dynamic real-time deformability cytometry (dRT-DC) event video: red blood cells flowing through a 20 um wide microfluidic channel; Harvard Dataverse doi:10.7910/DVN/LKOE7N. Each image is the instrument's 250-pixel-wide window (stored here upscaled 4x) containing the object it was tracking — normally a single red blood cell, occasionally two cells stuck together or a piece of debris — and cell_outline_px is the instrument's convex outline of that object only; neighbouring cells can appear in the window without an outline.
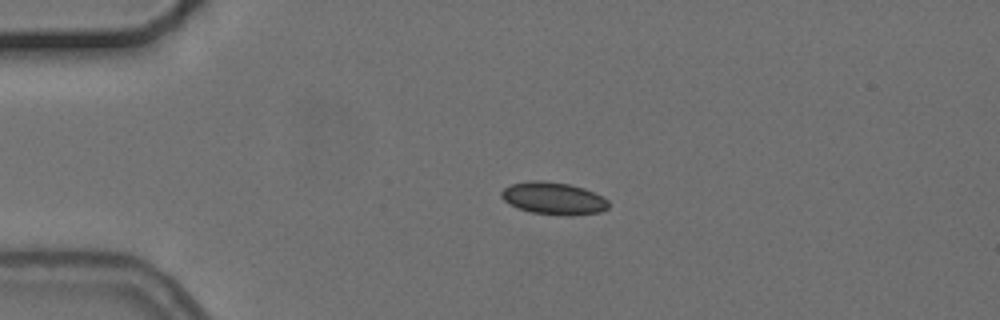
{"species": "common noctule bat (a hibernating species)", "species_latin": "Nyctalus noctula", "temperature_condition": "cold", "stored_images_in_passage": 2, "camera_frame_rate_fps": 3000, "um_per_image_px": 0.085, "animal": {"sex": "female", "body_mass_g": 24.6, "forearm_length_mm": 56.2}, "frame": {"image": 1, "passage_image": 1, "time_ms": 0.0, "image_size_px": [1000, 320], "cell_outline_px": [[608, 208], [600, 212], [568, 216], [564, 216], [532, 212], [520, 208], [504, 200], [500, 196], [500, 192], [504, 188], [512, 184], [532, 180], [540, 180], [568, 184], [584, 188], [604, 196], [608, 200]], "centroid_in_image_um": [47.08, 16.86], "position_along_channel_um": 37.9, "area_um2": 20.11}}